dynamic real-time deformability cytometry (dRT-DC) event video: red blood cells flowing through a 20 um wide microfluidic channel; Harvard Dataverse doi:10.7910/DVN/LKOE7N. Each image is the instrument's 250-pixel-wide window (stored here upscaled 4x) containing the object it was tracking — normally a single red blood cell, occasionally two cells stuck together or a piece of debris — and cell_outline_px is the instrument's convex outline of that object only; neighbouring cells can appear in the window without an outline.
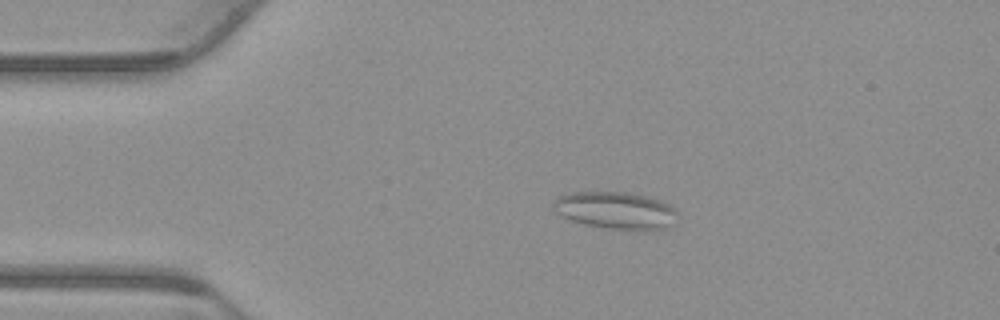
{"species": "common noctule bat (a hibernating species)", "species_latin": "Nyctalus noctula", "temperature_condition": "warm", "stored_images_in_passage": 46, "camera_frame_rate_fps": 3000, "um_per_image_px": 0.085, "animal": {"sex": "male", "body_mass_g": 23.1, "forearm_length_mm": 52.7}, "frame": {"image": 1, "passage_image": 10, "time_ms": 3.0, "image_size_px": [1000, 320], "cell_outline_px": [[676, 212], [668, 224], [664, 228], [640, 232], [636, 232], [584, 224], [572, 220], [556, 212], [552, 208], [552, 204], [560, 196], [572, 192], [628, 192], [660, 200], [668, 204]], "centroid_in_image_um": [52.29, 17.89], "position_along_channel_um": 32.7, "area_um2": 26.59}}
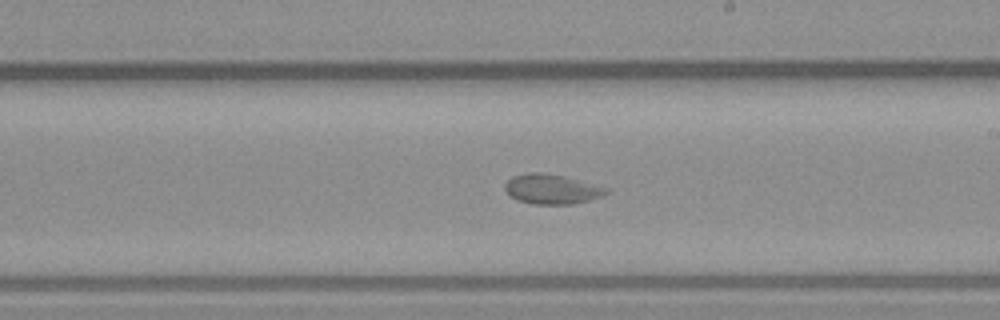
{"frame": {"image": 2, "passage_image": 30, "time_ms": 9.667, "image_size_px": [1000, 320], "cell_outline_px": [[608, 192], [600, 196], [588, 200], [572, 204], [532, 204], [516, 200], [504, 188], [504, 184], [512, 176], [528, 172], [544, 172], [564, 176], [608, 188]], "centroid_in_image_um": [46.85, 16.06], "position_along_channel_um": 242.1, "area_um2": 17.46}}
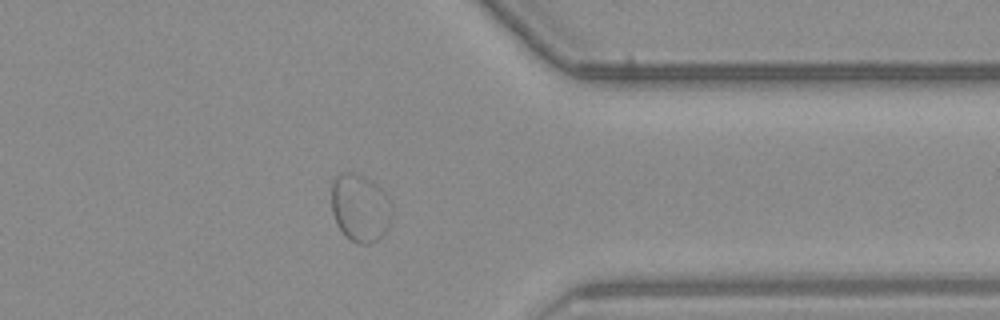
{"frame": {"image": 3, "passage_image": 42, "time_ms": 13.667, "image_size_px": [1000, 320], "cell_outline_px": [[392, 212], [388, 224], [384, 232], [376, 240], [368, 244], [356, 244], [344, 236], [336, 224], [332, 212], [332, 180], [340, 172], [352, 172], [368, 180], [380, 188], [388, 196], [392, 204]], "centroid_in_image_um": [30.58, 17.68], "position_along_channel_um": 380.8, "area_um2": 23.81}}